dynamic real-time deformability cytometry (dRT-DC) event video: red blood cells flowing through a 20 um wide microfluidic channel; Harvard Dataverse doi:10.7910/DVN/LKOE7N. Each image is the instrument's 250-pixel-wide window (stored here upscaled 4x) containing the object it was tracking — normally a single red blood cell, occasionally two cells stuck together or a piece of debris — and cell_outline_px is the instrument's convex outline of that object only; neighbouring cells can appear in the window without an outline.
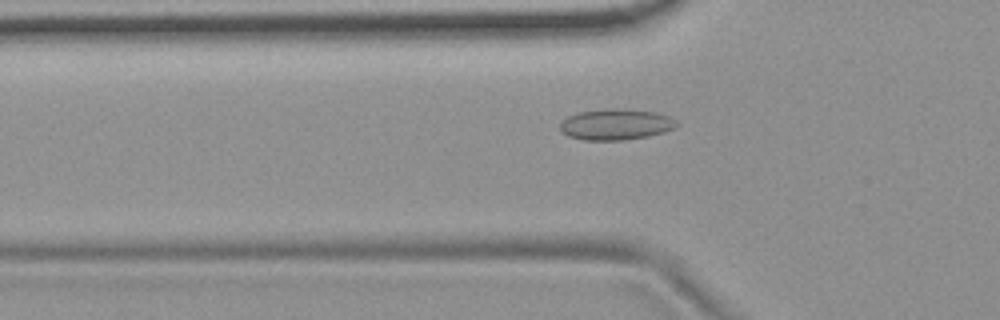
{"species": "common noctule bat (a hibernating species)", "species_latin": "Nyctalus noctula", "temperature_condition": "room temperature", "stored_images_in_passage": 54, "camera_frame_rate_fps": 3000, "um_per_image_px": 0.085, "animal": {"sex": "female", "body_mass_g": 19.9}, "frame": {"image": 1, "passage_image": 18, "time_ms": 5.667, "image_size_px": [1000, 320], "cell_outline_px": [[680, 124], [676, 128], [664, 132], [648, 136], [624, 140], [584, 140], [568, 136], [560, 132], [560, 124], [568, 116], [576, 112], [608, 108], [620, 108], [656, 112], [668, 116], [676, 120]], "centroid_in_image_um": [52.36, 10.57], "position_along_channel_um": 73.4, "area_um2": 21.33}}
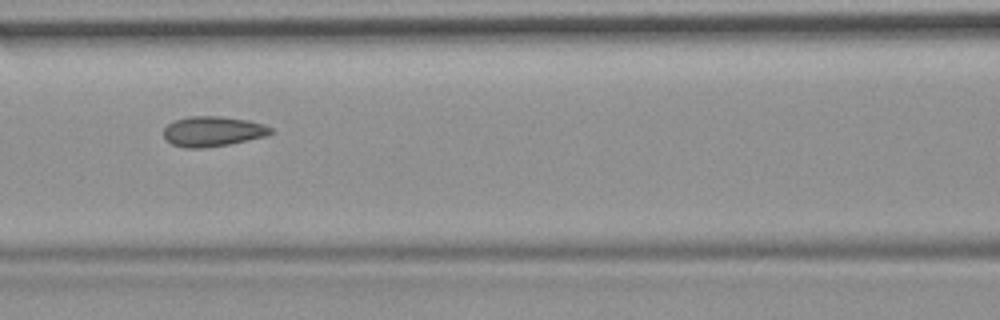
{"frame": {"image": 2, "passage_image": 24, "time_ms": 7.667, "image_size_px": [1000, 320], "cell_outline_px": [[272, 132], [268, 136], [228, 144], [204, 148], [184, 148], [172, 144], [164, 140], [164, 128], [168, 124], [176, 120], [188, 116], [220, 116], [248, 120], [264, 124], [272, 128]], "centroid_in_image_um": [18.08, 11.17], "position_along_channel_um": 148.5, "area_um2": 18.9}}
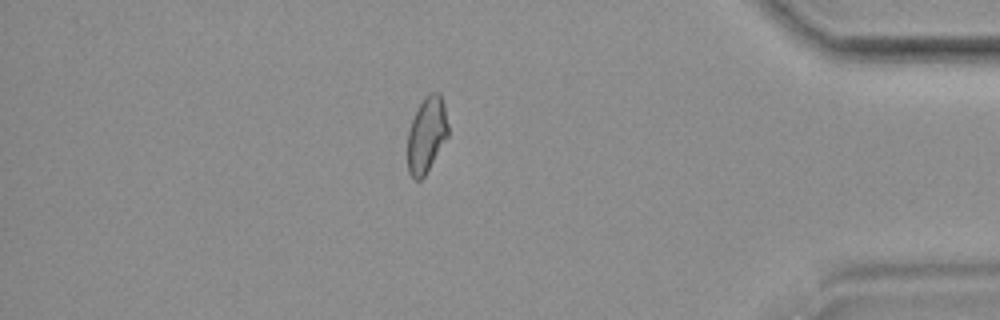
{"frame": {"image": 3, "passage_image": 47, "time_ms": 15.333, "image_size_px": [1000, 320], "cell_outline_px": [[448, 136], [424, 176], [420, 180], [416, 180], [408, 172], [408, 132], [412, 120], [424, 96], [428, 92], [440, 92], [444, 104], [448, 124]], "centroid_in_image_um": [36.27, 11.42], "position_along_channel_um": 398.9, "area_um2": 17.74}, "authors_computed_cell_mechanics": {"area_um2": 18.6116, "velocity_mm_per_s": 3.7263, "shape_relaxation_time_tau1_ms": null, "shape_relaxation_time_tau2_ms": 2.2284, "deformation_change_tau1": null, "deformation_change_tau2": 0.0704}}